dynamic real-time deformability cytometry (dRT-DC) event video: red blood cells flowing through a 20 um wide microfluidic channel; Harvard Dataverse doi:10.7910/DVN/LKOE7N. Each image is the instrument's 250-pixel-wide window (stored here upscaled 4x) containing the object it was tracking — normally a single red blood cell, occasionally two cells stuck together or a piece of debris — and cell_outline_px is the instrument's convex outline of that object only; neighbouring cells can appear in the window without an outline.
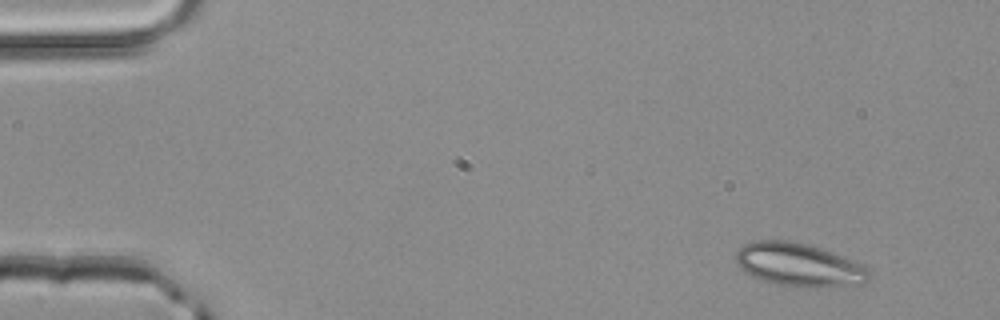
{"species": "common noctule bat (a hibernating species)", "species_latin": "Nyctalus noctula", "temperature_condition": "room temperature", "stored_images_in_passage": 3, "camera_frame_rate_fps": 3000, "um_per_image_px": 0.085, "animal": {"sex": "male", "body_mass_g": 20.4}, "frame": {"image": 1, "passage_image": 1, "time_ms": 0.0, "image_size_px": [1000, 320], "cell_outline_px": [[872, 276], [864, 284], [816, 288], [804, 288], [780, 284], [764, 280], [740, 268], [736, 264], [736, 252], [744, 244], [756, 240], [788, 240], [820, 248], [852, 260], [868, 268], [872, 272]], "centroid_in_image_um": [67.96, 22.52], "position_along_channel_um": 17.0, "area_um2": 33.47}}